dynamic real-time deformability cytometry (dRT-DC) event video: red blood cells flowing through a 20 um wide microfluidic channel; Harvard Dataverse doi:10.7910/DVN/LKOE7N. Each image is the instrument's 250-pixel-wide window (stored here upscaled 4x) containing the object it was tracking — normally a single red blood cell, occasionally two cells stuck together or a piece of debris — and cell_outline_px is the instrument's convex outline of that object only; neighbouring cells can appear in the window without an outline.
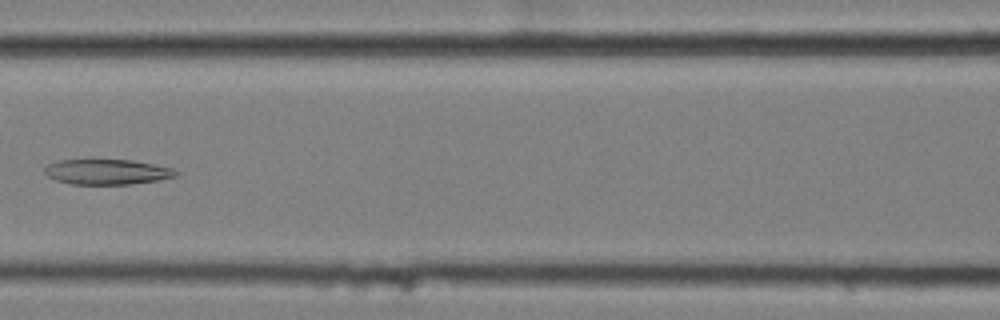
{"species": "common noctule bat (a hibernating species)", "species_latin": "Nyctalus noctula", "temperature_condition": "cold", "stored_images_in_passage": 10, "camera_frame_rate_fps": 3000, "um_per_image_px": 0.085, "animal": {"sex": "female", "body_mass_g": 25.1}, "frame": {"image": 1, "passage_image": 6, "time_ms": 1.667, "image_size_px": [1000, 320], "cell_outline_px": [[180, 176], [160, 180], [128, 184], [72, 184], [56, 180], [48, 176], [44, 172], [44, 168], [48, 164], [60, 160], [132, 160], [172, 168], [180, 172]], "centroid_in_image_um": [9.14, 14.61], "position_along_channel_um": 157.5, "area_um2": 19.31}}
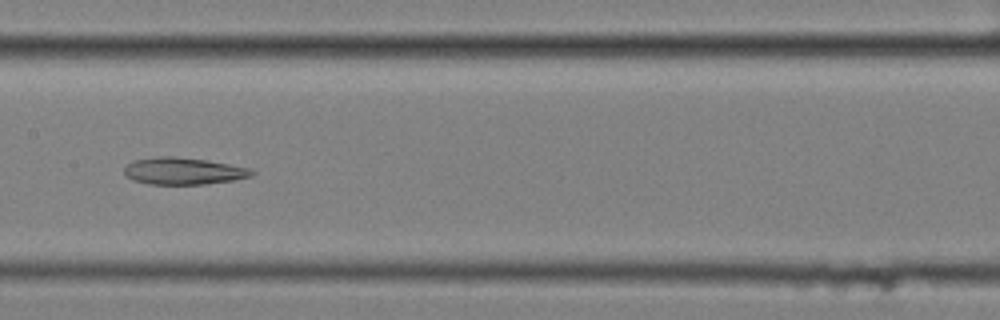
{"frame": {"image": 2, "passage_image": 7, "time_ms": 2.0, "image_size_px": [1000, 320], "cell_outline_px": [[256, 172], [252, 176], [232, 180], [204, 184], [148, 184], [132, 180], [124, 172], [124, 168], [128, 164], [136, 160], [156, 156], [176, 156], [204, 160], [228, 164], [248, 168]], "centroid_in_image_um": [15.57, 14.54], "position_along_channel_um": 191.8, "area_um2": 19.83}}
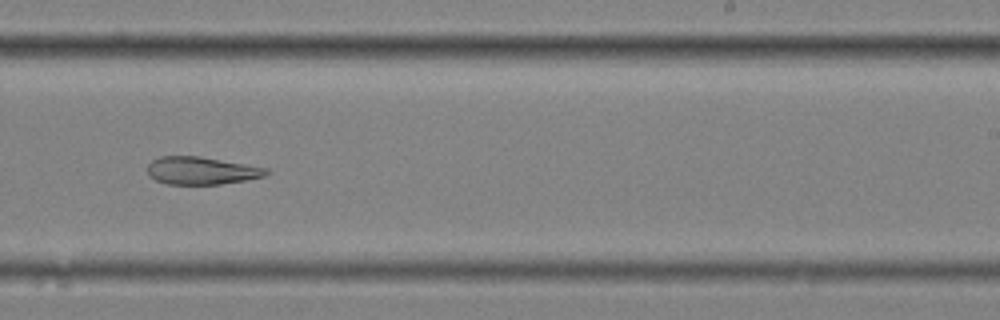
{"frame": {"image": 3, "passage_image": 9, "time_ms": 2.667, "image_size_px": [1000, 320], "cell_outline_px": [[272, 172], [264, 176], [244, 180], [220, 184], [168, 184], [156, 180], [148, 176], [148, 164], [152, 160], [160, 156], [200, 156], [268, 168]], "centroid_in_image_um": [17.12, 14.5], "position_along_channel_um": 271.9, "area_um2": 19.13}}